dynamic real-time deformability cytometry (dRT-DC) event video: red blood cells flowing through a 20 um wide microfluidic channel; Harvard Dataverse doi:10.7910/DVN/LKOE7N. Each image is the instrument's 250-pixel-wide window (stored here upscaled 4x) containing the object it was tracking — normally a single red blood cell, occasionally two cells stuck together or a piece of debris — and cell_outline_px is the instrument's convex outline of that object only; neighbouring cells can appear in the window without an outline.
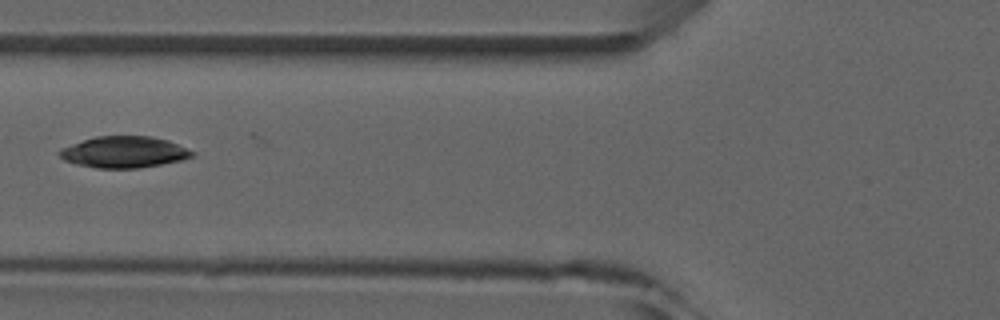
{"species": "common noctule bat (a hibernating species)", "species_latin": "Nyctalus noctula", "temperature_condition": "room temperature", "stored_images_in_passage": 8, "camera_frame_rate_fps": 3000, "um_per_image_px": 0.085, "animal": {"sex": "male", "forearm_length_mm": 52.5}, "frame": {"image": 1, "passage_image": 8, "time_ms": 8.333, "image_size_px": [1000, 320], "cell_outline_px": [[196, 152], [192, 156], [180, 160], [140, 168], [96, 168], [76, 164], [64, 160], [56, 152], [60, 148], [96, 136], [152, 136], [168, 140]], "centroid_in_image_um": [10.52, 12.92], "position_along_channel_um": 115.3, "area_um2": 24.22}}